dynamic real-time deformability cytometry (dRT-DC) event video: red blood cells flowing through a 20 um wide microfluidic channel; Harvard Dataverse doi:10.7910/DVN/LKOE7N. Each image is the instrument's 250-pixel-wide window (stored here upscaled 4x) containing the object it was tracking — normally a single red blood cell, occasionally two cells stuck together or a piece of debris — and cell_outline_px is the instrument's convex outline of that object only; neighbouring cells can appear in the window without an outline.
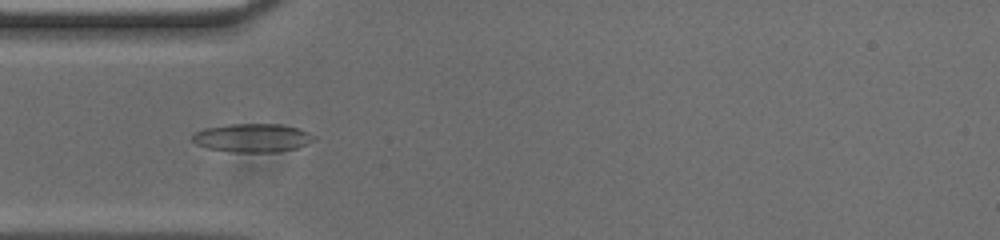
{"species": "common noctule bat (a hibernating species)", "species_latin": "Nyctalus noctula", "temperature_condition": "cold", "stored_images_in_passage": 52, "camera_frame_rate_fps": 3000, "um_per_image_px": 0.085, "animal": {"sex": "male", "body_mass_g": 20.0, "forearm_length_mm": 53.3}, "frame": {"image": 1, "passage_image": 14, "time_ms": 4.333, "image_size_px": [1000, 240], "cell_outline_px": [[316, 140], [308, 144], [296, 148], [276, 152], [236, 152], [208, 148], [196, 144], [192, 140], [192, 136], [196, 132], [204, 128], [228, 124], [280, 124], [300, 128], [316, 136]], "centroid_in_image_um": [21.5, 11.71], "position_along_channel_um": 63.5, "area_um2": 20.29}}
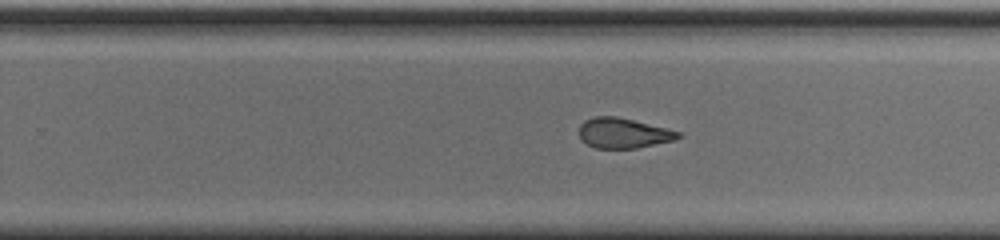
{"frame": {"image": 2, "passage_image": 31, "time_ms": 10.0, "image_size_px": [1000, 240], "cell_outline_px": [[680, 136], [676, 140], [636, 148], [596, 148], [580, 140], [580, 124], [584, 120], [596, 116], [616, 116], [680, 132]], "centroid_in_image_um": [52.95, 11.32], "position_along_channel_um": 276.9, "area_um2": 17.17}}
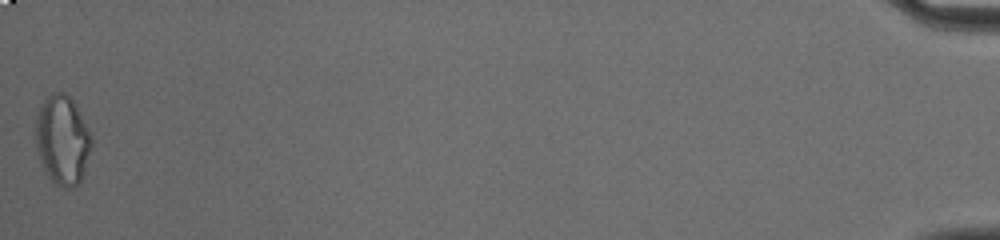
{"frame": {"image": 3, "passage_image": 52, "time_ms": 17.0, "image_size_px": [1000, 240], "cell_outline_px": [[92, 144], [80, 180], [72, 188], [64, 188], [56, 184], [48, 176], [40, 160], [36, 148], [36, 116], [40, 104], [44, 96], [52, 92], [68, 92], [80, 112], [88, 128], [92, 140]], "centroid_in_image_um": [5.28, 11.83], "position_along_channel_um": 429.9, "area_um2": 29.07}, "authors_computed_cell_mechanics": {"area_um2": 19.0451, "velocity_mm_per_s": 3.7594, "shape_relaxation_time_tau1_ms": null, "shape_relaxation_time_tau2_ms": 2.6095, "deformation_change_tau1": null, "deformation_change_tau2": 0.1001}}